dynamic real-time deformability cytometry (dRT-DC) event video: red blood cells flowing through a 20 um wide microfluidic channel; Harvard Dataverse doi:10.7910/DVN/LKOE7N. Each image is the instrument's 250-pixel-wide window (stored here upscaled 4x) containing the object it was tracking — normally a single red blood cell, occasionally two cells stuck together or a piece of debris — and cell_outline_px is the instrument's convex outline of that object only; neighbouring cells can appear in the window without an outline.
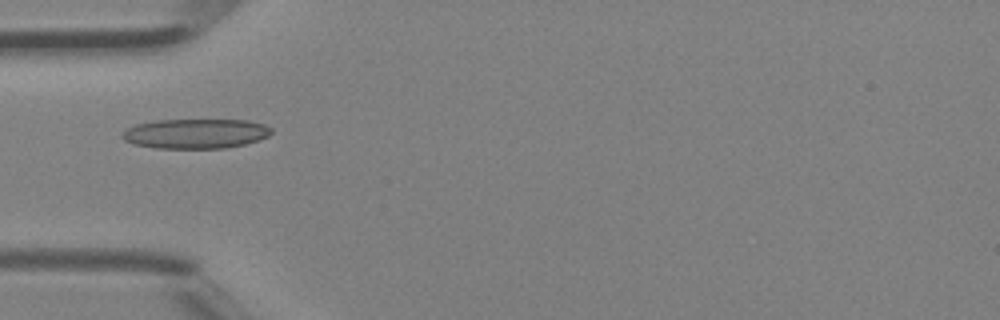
{"species": "Egyptian fruit bat (a non-hibernating species)", "species_latin": "Rousettus aegyptiacus", "temperature_condition": "room temperature", "stored_images_in_passage": 4, "camera_frame_rate_fps": 3000, "um_per_image_px": 0.085, "animal": {"sex": "female"}, "frame": {"image": 1, "passage_image": 4, "time_ms": 1.0, "image_size_px": [1000, 320], "cell_outline_px": [[272, 132], [268, 136], [244, 144], [224, 148], [156, 148], [136, 144], [124, 140], [120, 136], [128, 128], [136, 124], [156, 120], [248, 120], [264, 124], [272, 128]], "centroid_in_image_um": [16.63, 11.35], "position_along_channel_um": 68.4, "area_um2": 25.66}}